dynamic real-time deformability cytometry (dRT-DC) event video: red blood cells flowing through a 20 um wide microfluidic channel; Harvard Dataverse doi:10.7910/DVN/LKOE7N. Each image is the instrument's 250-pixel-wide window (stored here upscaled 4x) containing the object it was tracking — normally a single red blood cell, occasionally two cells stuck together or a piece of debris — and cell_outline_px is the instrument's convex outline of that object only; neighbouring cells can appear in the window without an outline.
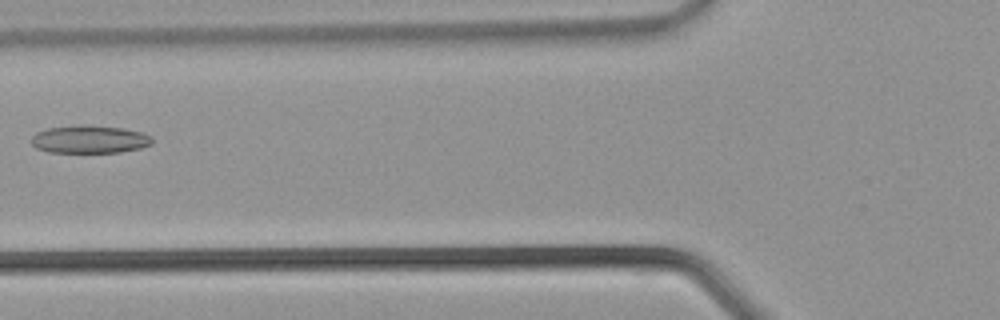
{"species": "common noctule bat (a hibernating species)", "species_latin": "Nyctalus noctula", "temperature_condition": "warm", "stored_images_in_passage": 34, "camera_frame_rate_fps": 3000, "um_per_image_px": 0.085, "animal": {"sex": "male", "body_mass_g": 21.5, "forearm_length_mm": 52.0}, "frame": {"image": 1, "passage_image": 12, "time_ms": 3.667, "image_size_px": [1000, 320], "cell_outline_px": [[152, 144], [140, 148], [120, 152], [48, 152], [36, 148], [32, 144], [32, 136], [36, 132], [48, 128], [80, 124], [88, 124], [124, 128], [140, 132], [152, 136]], "centroid_in_image_um": [7.61, 11.83], "position_along_channel_um": 118.2, "area_um2": 19.77}}
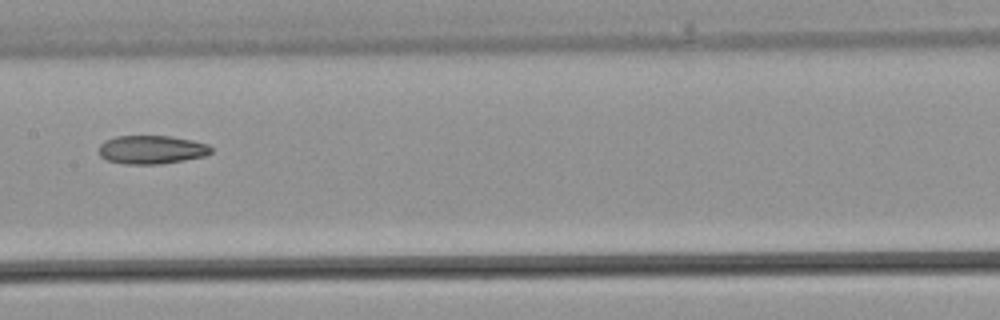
{"frame": {"image": 2, "passage_image": 16, "time_ms": 5.0, "image_size_px": [1000, 320], "cell_outline_px": [[212, 152], [204, 156], [184, 160], [160, 164], [124, 164], [108, 160], [100, 156], [100, 144], [104, 140], [116, 136], [168, 136], [192, 140], [208, 144], [212, 148]], "centroid_in_image_um": [12.89, 12.72], "position_along_channel_um": 194.5, "area_um2": 18.61}}
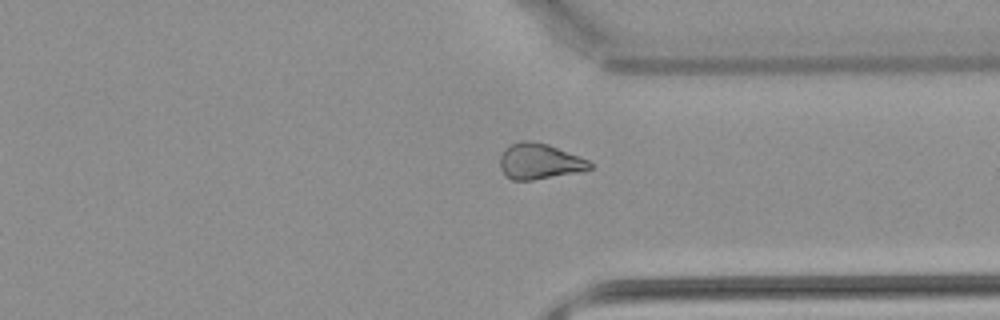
{"frame": {"image": 3, "passage_image": 25, "time_ms": 8.0, "image_size_px": [1000, 320], "cell_outline_px": [[592, 168], [584, 172], [532, 180], [512, 180], [504, 176], [500, 168], [500, 156], [504, 148], [520, 140], [528, 140], [548, 144], [588, 160], [592, 164]], "centroid_in_image_um": [45.84, 13.73], "position_along_channel_um": 365.6, "area_um2": 18.96}}